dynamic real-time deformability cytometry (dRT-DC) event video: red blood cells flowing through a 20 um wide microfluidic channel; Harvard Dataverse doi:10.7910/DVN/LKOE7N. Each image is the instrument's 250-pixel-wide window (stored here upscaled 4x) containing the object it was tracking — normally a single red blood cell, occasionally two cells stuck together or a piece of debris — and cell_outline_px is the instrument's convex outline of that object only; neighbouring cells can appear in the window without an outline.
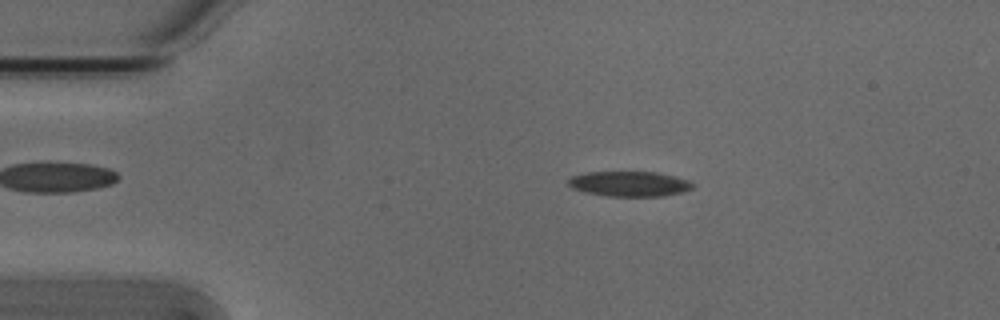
{"species": "Egyptian fruit bat (a non-hibernating species)", "species_latin": "Rousettus aegyptiacus", "temperature_condition": "cold", "stored_images_in_passage": 45, "camera_frame_rate_fps": 3000, "um_per_image_px": 0.085, "animal": {"sex": "male"}, "frame": {"image": 1, "passage_image": 2, "time_ms": 0.333, "image_size_px": [1000, 320], "cell_outline_px": [[696, 184], [692, 188], [680, 192], [664, 196], [608, 196], [588, 192], [572, 188], [568, 184], [568, 180], [572, 176], [588, 172], [656, 172], [676, 176], [688, 180]], "centroid_in_image_um": [53.53, 15.62], "position_along_channel_um": 31.5, "area_um2": 18.09}}
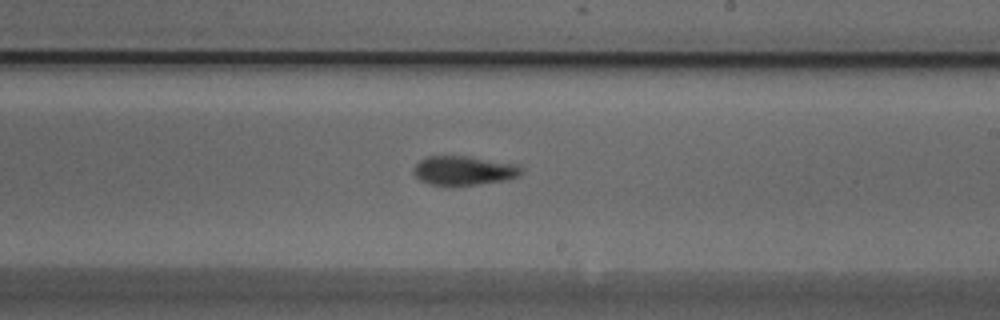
{"frame": {"image": 2, "passage_image": 23, "time_ms": 7.333, "image_size_px": [1000, 320], "cell_outline_px": [[524, 172], [520, 176], [504, 180], [476, 184], [428, 184], [420, 180], [412, 172], [412, 168], [420, 160], [428, 156], [468, 156], [520, 164]], "centroid_in_image_um": [39.46, 14.47], "position_along_channel_um": 249.5, "area_um2": 18.26}}
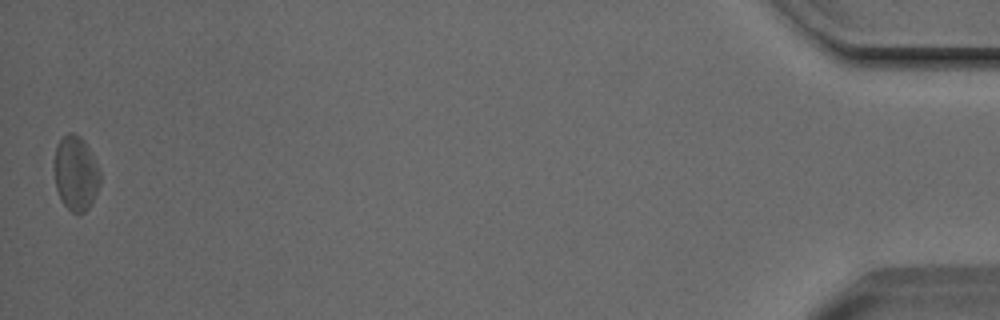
{"frame": {"image": 3, "passage_image": 45, "time_ms": 14.667, "image_size_px": [1000, 320], "cell_outline_px": [[100, 184], [88, 208], [84, 212], [72, 212], [64, 204], [56, 188], [52, 164], [56, 144], [68, 132], [72, 132], [80, 136], [84, 140], [100, 172]], "centroid_in_image_um": [6.4, 14.69], "position_along_channel_um": 428.8, "area_um2": 19.88}, "authors_computed_cell_mechanics": {"area_um2": 18.7272, "velocity_mm_per_s": 3.7934, "shape_relaxation_time_tau1_ms": 2.9497, "shape_relaxation_time_tau2_ms": 4.9292, "deformation_change_tau1": 0.1101, "deformation_change_tau2": 0.1239}}